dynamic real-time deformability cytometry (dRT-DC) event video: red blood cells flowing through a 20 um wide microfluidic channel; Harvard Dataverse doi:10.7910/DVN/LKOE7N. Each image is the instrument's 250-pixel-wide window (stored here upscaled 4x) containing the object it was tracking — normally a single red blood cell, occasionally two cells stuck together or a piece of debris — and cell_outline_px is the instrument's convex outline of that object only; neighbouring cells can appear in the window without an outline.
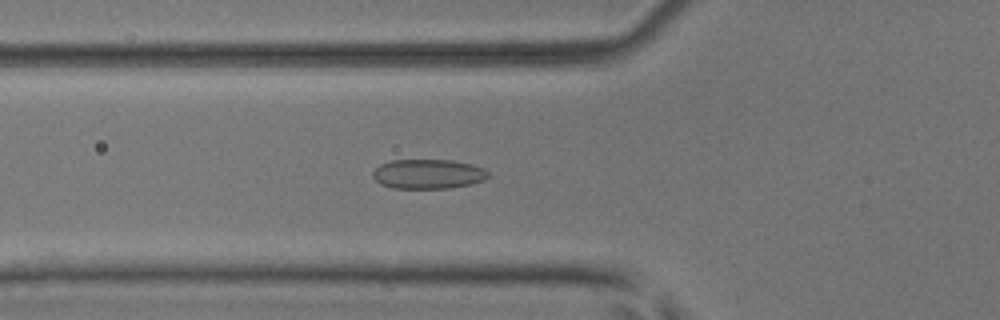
{"species": "common noctule bat (a hibernating species)", "species_latin": "Nyctalus noctula", "temperature_condition": "room temperature", "stored_images_in_passage": 43, "camera_frame_rate_fps": 3000, "um_per_image_px": 0.085, "animal": {"sex": "male", "body_mass_g": 17.9, "forearm_length_mm": 54.2}, "frame": {"image": 1, "passage_image": 9, "time_ms": 2.667, "image_size_px": [1000, 320], "cell_outline_px": [[488, 176], [484, 180], [472, 184], [452, 188], [392, 188], [380, 184], [372, 176], [372, 172], [380, 164], [392, 160], [452, 160], [472, 164], [484, 168], [488, 172]], "centroid_in_image_um": [36.39, 14.79], "position_along_channel_um": 89.4, "area_um2": 20.0}}
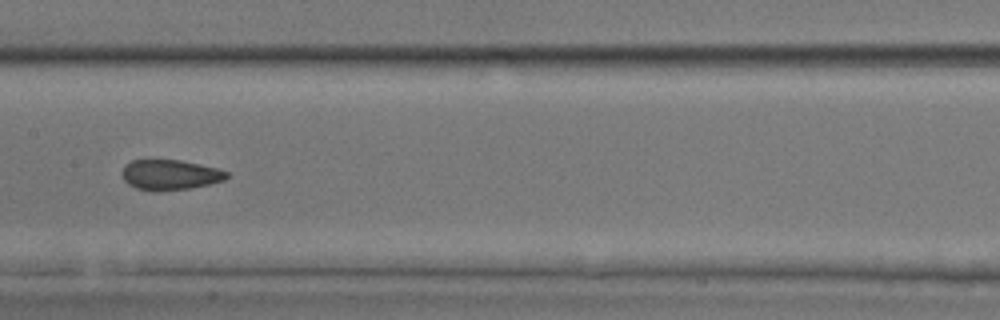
{"frame": {"image": 2, "passage_image": 17, "time_ms": 5.333, "image_size_px": [1000, 320], "cell_outline_px": [[228, 176], [224, 180], [208, 184], [188, 188], [156, 192], [152, 192], [136, 188], [128, 184], [124, 180], [120, 172], [124, 164], [132, 160], [148, 156], [180, 160], [220, 168], [228, 172]], "centroid_in_image_um": [14.36, 14.81], "position_along_channel_um": 193.0, "area_um2": 19.36}}
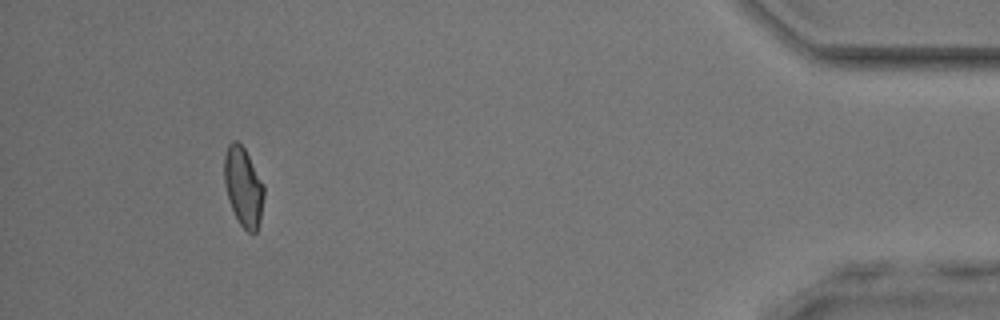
{"frame": {"image": 3, "passage_image": 39, "time_ms": 12.667, "image_size_px": [1000, 320], "cell_outline_px": [[264, 196], [260, 220], [256, 232], [248, 232], [240, 224], [232, 208], [224, 184], [224, 156], [228, 144], [232, 140], [236, 140], [244, 148], [264, 184]], "centroid_in_image_um": [20.68, 15.85], "position_along_channel_um": 414.5, "area_um2": 18.15}, "authors_computed_cell_mechanics": {"area_um2": 18.785, "velocity_mm_per_s": 3.8799, "shape_relaxation_time_tau1_ms": null, "shape_relaxation_time_tau2_ms": 1.736, "deformation_change_tau1": null, "deformation_change_tau2": 0.0857}}